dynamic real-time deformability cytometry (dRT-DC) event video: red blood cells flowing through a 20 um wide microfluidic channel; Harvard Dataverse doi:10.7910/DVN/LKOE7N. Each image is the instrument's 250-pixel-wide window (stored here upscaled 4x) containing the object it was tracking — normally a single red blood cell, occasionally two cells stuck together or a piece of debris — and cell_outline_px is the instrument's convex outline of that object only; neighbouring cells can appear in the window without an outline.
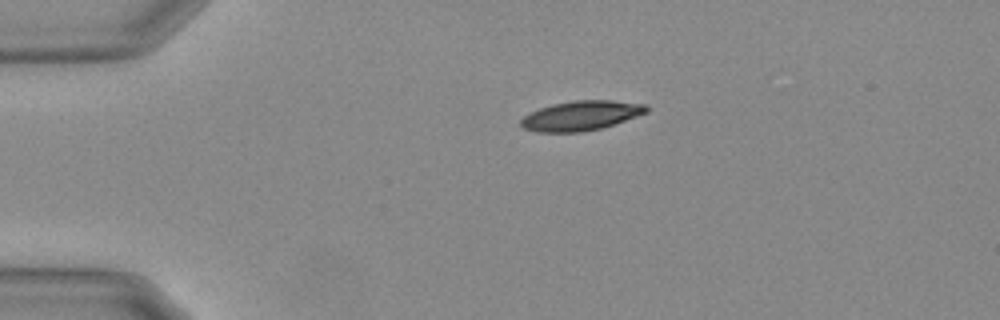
{"species": "Egyptian fruit bat (a non-hibernating species)", "species_latin": "Rousettus aegyptiacus", "temperature_condition": "warm", "stored_images_in_passage": 44, "camera_frame_rate_fps": 3000, "um_per_image_px": 0.085, "animal": {"sex": "female"}, "frame": {"image": 1, "passage_image": 1, "time_ms": 0.0, "image_size_px": [1000, 320], "cell_outline_px": [[648, 112], [600, 128], [580, 132], [536, 132], [524, 128], [520, 124], [520, 120], [524, 116], [540, 108], [552, 104], [572, 100], [612, 100], [648, 104]], "centroid_in_image_um": [49.38, 9.82], "position_along_channel_um": 35.6, "area_um2": 21.56}}
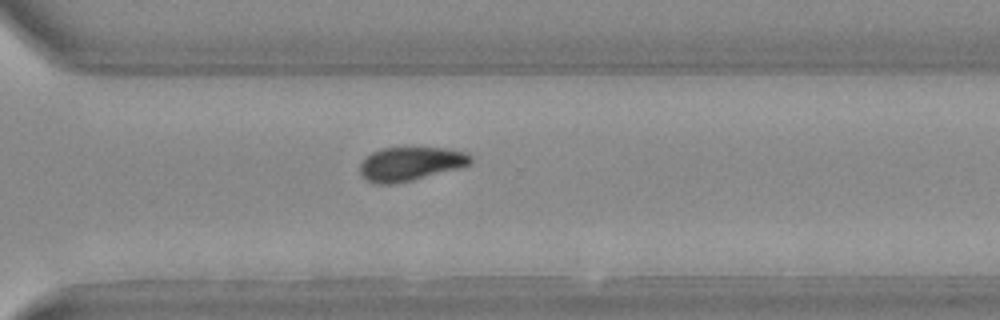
{"frame": {"image": 2, "passage_image": 29, "time_ms": 9.333, "image_size_px": [1000, 320], "cell_outline_px": [[472, 164], [460, 168], [392, 184], [376, 184], [364, 180], [360, 172], [360, 164], [372, 152], [380, 148], [444, 148], [468, 152], [472, 156]], "centroid_in_image_um": [34.9, 13.92], "position_along_channel_um": 335.7, "area_um2": 21.73}}
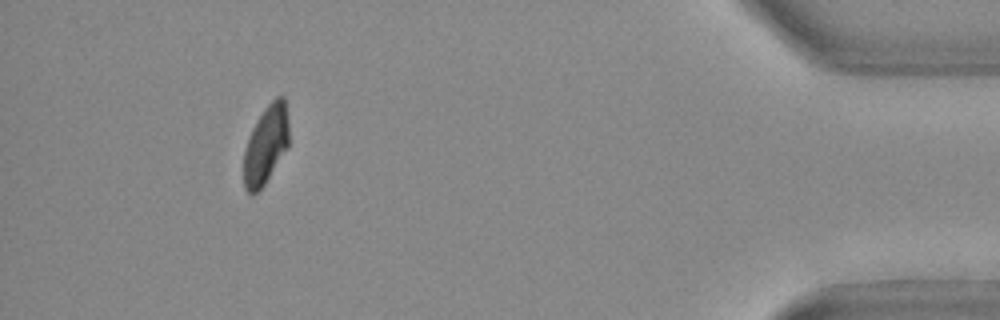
{"frame": {"image": 3, "passage_image": 40, "time_ms": 13.0, "image_size_px": [1000, 320], "cell_outline_px": [[288, 148], [264, 184], [256, 192], [248, 192], [244, 188], [244, 152], [252, 128], [264, 108], [276, 96], [284, 96], [288, 120]], "centroid_in_image_um": [22.61, 12.28], "position_along_channel_um": 412.6, "area_um2": 20.4}, "authors_computed_cell_mechanics": {"area_um2": 22.2241, "velocity_mm_per_s": 3.7027, "shape_relaxation_time_tau1_ms": 4.3446, "shape_relaxation_time_tau2_ms": null, "deformation_change_tau1": 0.1681, "deformation_change_tau2": null}}